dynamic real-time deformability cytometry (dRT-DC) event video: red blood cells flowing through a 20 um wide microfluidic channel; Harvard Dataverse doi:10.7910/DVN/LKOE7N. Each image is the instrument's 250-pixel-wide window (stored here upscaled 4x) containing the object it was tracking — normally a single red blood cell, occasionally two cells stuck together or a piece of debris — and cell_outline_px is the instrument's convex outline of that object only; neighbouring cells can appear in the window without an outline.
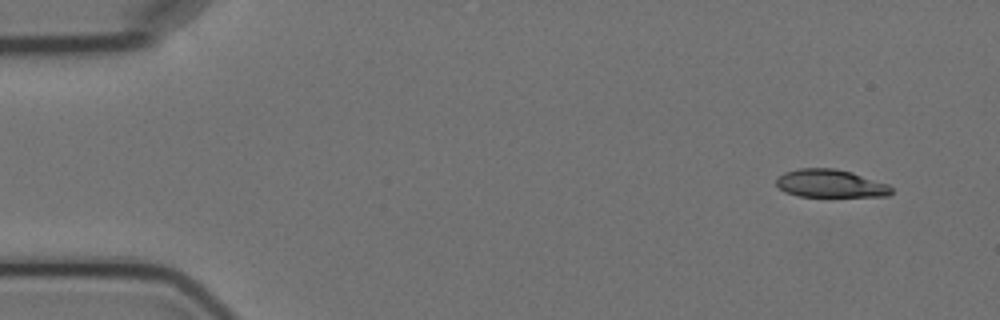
{"species": "Egyptian fruit bat (a non-hibernating species)", "species_latin": "Rousettus aegyptiacus", "temperature_condition": "cold", "stored_images_in_passage": 6, "camera_frame_rate_fps": 3000, "um_per_image_px": 0.085, "animal": {"sex": "female"}, "frame": {"image": 1, "passage_image": 1, "time_ms": 0.0, "image_size_px": [1000, 320], "cell_outline_px": [[892, 192], [888, 196], [800, 196], [784, 192], [776, 184], [776, 180], [784, 172], [800, 168], [836, 168], [852, 172], [888, 184], [892, 188]], "centroid_in_image_um": [70.58, 15.59], "position_along_channel_um": 14.4, "area_um2": 18.67}}
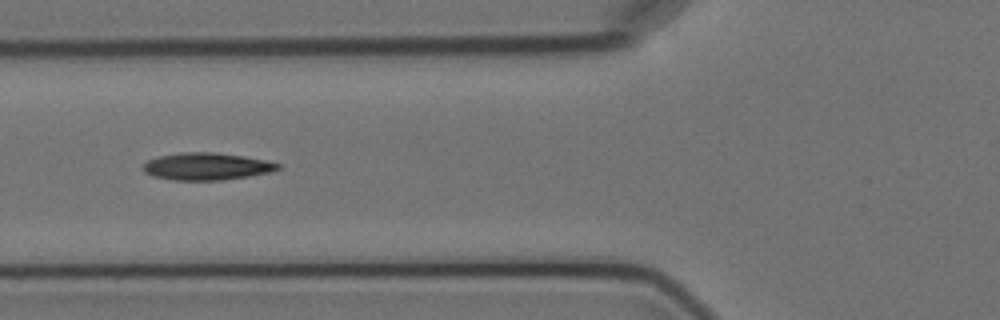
{"frame": {"image": 2, "passage_image": 5, "time_ms": 5.667, "image_size_px": [1000, 320], "cell_outline_px": [[280, 168], [272, 172], [248, 176], [220, 180], [172, 180], [152, 176], [144, 172], [144, 164], [148, 160], [160, 156], [180, 152], [212, 152], [244, 156], [268, 160], [280, 164]], "centroid_in_image_um": [17.58, 14.14], "position_along_channel_um": 108.2, "area_um2": 21.39}}
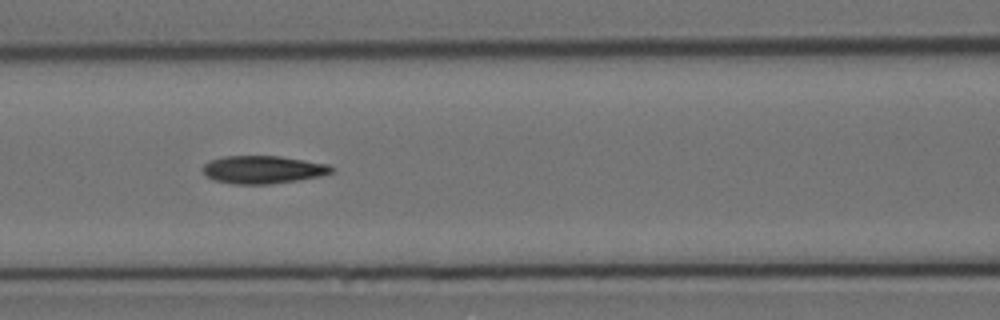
{"frame": {"image": 3, "passage_image": 6, "time_ms": 6.667, "image_size_px": [1000, 320], "cell_outline_px": [[332, 172], [320, 176], [296, 180], [268, 184], [232, 184], [216, 180], [208, 176], [204, 172], [204, 164], [208, 160], [224, 156], [280, 156], [328, 164], [332, 168]], "centroid_in_image_um": [22.33, 14.41], "position_along_channel_um": 144.3, "area_um2": 20.63}}